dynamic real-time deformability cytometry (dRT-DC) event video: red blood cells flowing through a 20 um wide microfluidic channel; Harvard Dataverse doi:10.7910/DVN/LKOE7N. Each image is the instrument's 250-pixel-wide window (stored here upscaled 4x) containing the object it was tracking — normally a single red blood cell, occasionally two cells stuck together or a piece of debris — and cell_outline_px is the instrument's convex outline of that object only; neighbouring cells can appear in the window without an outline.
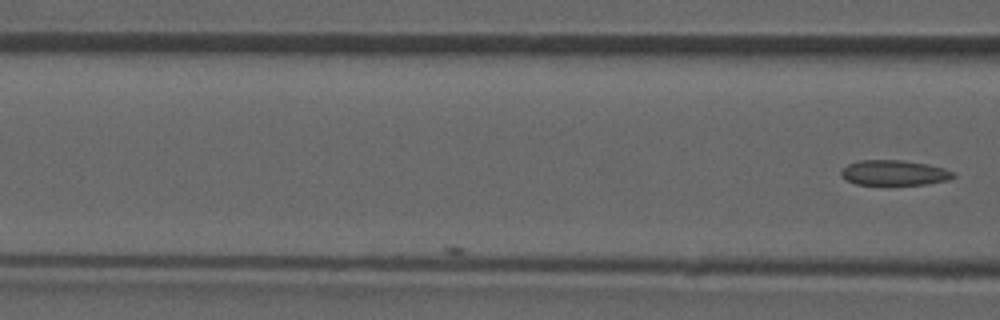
{"species": "common noctule bat (a hibernating species)", "species_latin": "Nyctalus noctula", "temperature_condition": "room temperature", "stored_images_in_passage": 5, "camera_frame_rate_fps": 3000, "um_per_image_px": 0.085, "animal": {"sex": "male", "forearm_length_mm": 52.5}, "frame": {"image": 1, "passage_image": 5, "time_ms": 4.667, "image_size_px": [1000, 320], "cell_outline_px": [[956, 176], [948, 180], [928, 184], [856, 184], [848, 180], [840, 172], [848, 164], [860, 160], [904, 160], [928, 164], [944, 168], [956, 172]], "centroid_in_image_um": [76.08, 14.67], "position_along_channel_um": 90.5, "area_um2": 16.36}}